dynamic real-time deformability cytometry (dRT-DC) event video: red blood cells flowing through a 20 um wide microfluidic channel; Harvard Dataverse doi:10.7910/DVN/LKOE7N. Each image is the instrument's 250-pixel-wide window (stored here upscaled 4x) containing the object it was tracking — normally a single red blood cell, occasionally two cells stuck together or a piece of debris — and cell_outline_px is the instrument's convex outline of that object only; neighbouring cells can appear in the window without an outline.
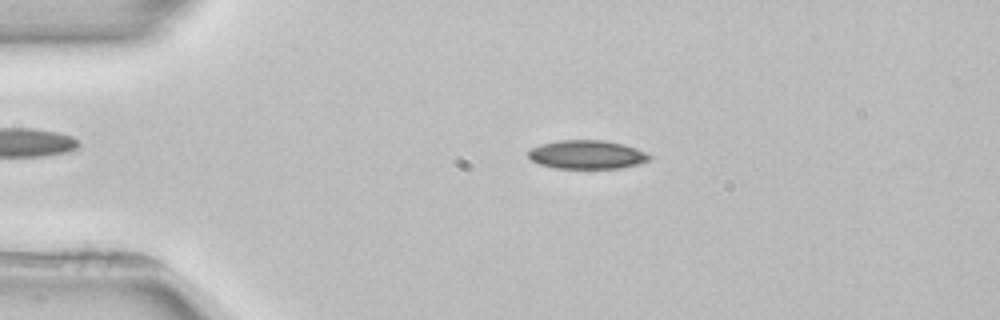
{"species": "common noctule bat (a hibernating species)", "species_latin": "Nyctalus noctula", "temperature_condition": "room temperature", "stored_images_in_passage": 3, "camera_frame_rate_fps": 3000, "um_per_image_px": 0.085, "animal": {"sex": "female", "body_mass_g": 22.7, "forearm_length_mm": 54.2}, "frame": {"image": 1, "passage_image": 2, "time_ms": 1.333, "image_size_px": [1000, 320], "cell_outline_px": [[652, 160], [640, 164], [620, 168], [556, 168], [540, 164], [532, 160], [528, 156], [528, 152], [532, 148], [540, 144], [560, 140], [604, 140], [624, 144], [636, 148], [652, 156]], "centroid_in_image_um": [49.93, 13.14], "position_along_channel_um": 35.1, "area_um2": 20.29}}